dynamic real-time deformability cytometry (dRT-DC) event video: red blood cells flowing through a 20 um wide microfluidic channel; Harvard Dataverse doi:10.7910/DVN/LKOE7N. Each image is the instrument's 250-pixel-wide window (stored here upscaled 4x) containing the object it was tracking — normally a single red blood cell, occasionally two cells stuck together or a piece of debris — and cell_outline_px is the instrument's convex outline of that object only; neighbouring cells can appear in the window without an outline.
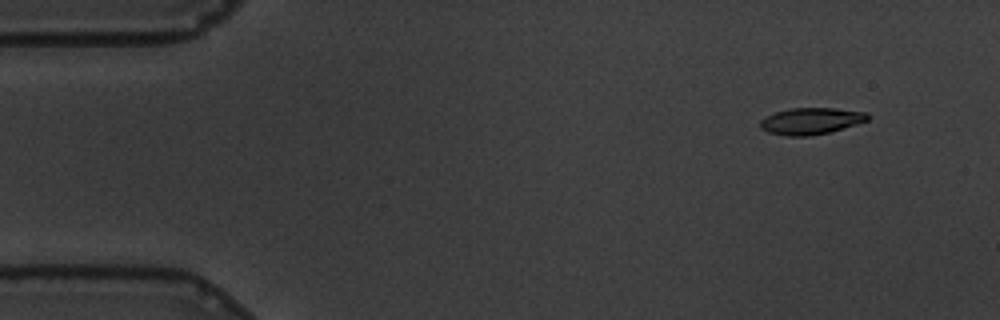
{"species": "common noctule bat (a hibernating species)", "species_latin": "Nyctalus noctula", "temperature_condition": "warm", "stored_images_in_passage": 54, "camera_frame_rate_fps": 3000, "um_per_image_px": 0.085, "animal": {"sex": "male", "body_mass_g": 19.5, "forearm_length_mm": 54.6}, "frame": {"image": 1, "passage_image": 1, "time_ms": 0.0, "image_size_px": [1000, 320], "cell_outline_px": [[868, 120], [856, 124], [828, 132], [812, 136], [784, 136], [768, 132], [760, 128], [760, 120], [776, 112], [792, 108], [836, 108], [868, 112]], "centroid_in_image_um": [68.93, 10.29], "position_along_channel_um": 16.1, "area_um2": 16.59}}
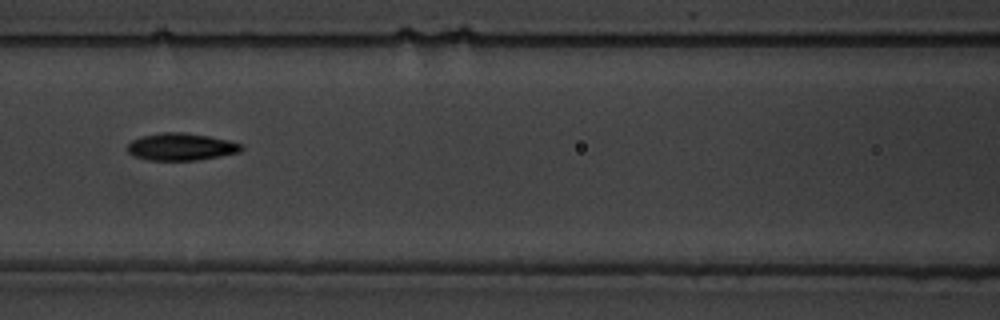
{"frame": {"image": 2, "passage_image": 21, "time_ms": 6.667, "image_size_px": [1000, 320], "cell_outline_px": [[244, 148], [240, 152], [220, 156], [196, 160], [148, 160], [132, 156], [128, 152], [128, 144], [132, 140], [140, 136], [160, 132], [184, 132], [208, 136], [228, 140], [240, 144]], "centroid_in_image_um": [15.36, 12.47], "position_along_channel_um": 151.2, "area_um2": 18.15}}
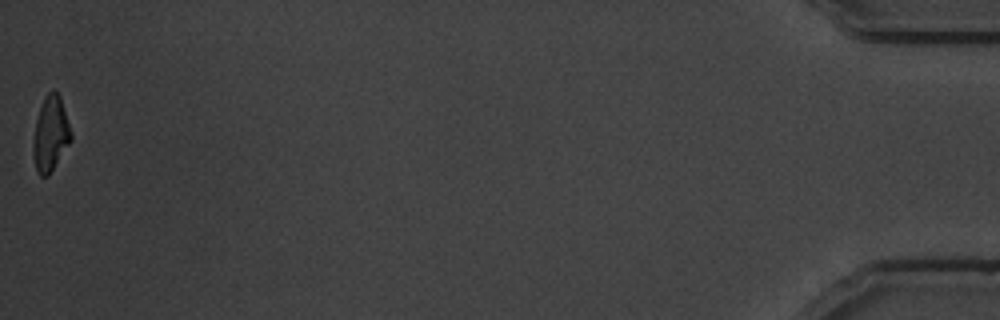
{"frame": {"image": 3, "passage_image": 54, "time_ms": 17.667, "image_size_px": [1000, 320], "cell_outline_px": [[72, 140], [48, 176], [40, 176], [36, 168], [36, 120], [44, 96], [52, 88], [60, 96], [72, 132]], "centroid_in_image_um": [4.37, 11.31], "position_along_channel_um": 430.8, "area_um2": 15.78}, "authors_computed_cell_mechanics": {"area_um2": 17.3978, "velocity_mm_per_s": 3.4572, "shape_relaxation_time_tau1_ms": 6.004, "shape_relaxation_time_tau2_ms": 3.2978, "deformation_change_tau1": 0.1997, "deformation_change_tau2": 0.1072}}